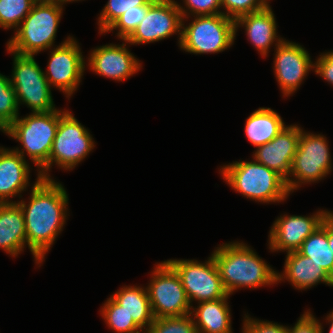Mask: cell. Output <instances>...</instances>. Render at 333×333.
Here are the masks:
<instances>
[{
	"label": "cell",
	"instance_id": "obj_1",
	"mask_svg": "<svg viewBox=\"0 0 333 333\" xmlns=\"http://www.w3.org/2000/svg\"><path fill=\"white\" fill-rule=\"evenodd\" d=\"M68 195L62 184L39 175L33 185L30 201H18L24 215L27 245L35 263L43 262L46 252L62 231L67 212Z\"/></svg>",
	"mask_w": 333,
	"mask_h": 333
},
{
	"label": "cell",
	"instance_id": "obj_2",
	"mask_svg": "<svg viewBox=\"0 0 333 333\" xmlns=\"http://www.w3.org/2000/svg\"><path fill=\"white\" fill-rule=\"evenodd\" d=\"M212 256L228 295L237 288H257L278 282L277 272L243 242L217 247Z\"/></svg>",
	"mask_w": 333,
	"mask_h": 333
},
{
	"label": "cell",
	"instance_id": "obj_3",
	"mask_svg": "<svg viewBox=\"0 0 333 333\" xmlns=\"http://www.w3.org/2000/svg\"><path fill=\"white\" fill-rule=\"evenodd\" d=\"M60 110L51 112H33L25 118H16L5 130V133L21 142L24 150L14 149L24 157V151L38 166V175L50 179L48 160L56 136Z\"/></svg>",
	"mask_w": 333,
	"mask_h": 333
},
{
	"label": "cell",
	"instance_id": "obj_4",
	"mask_svg": "<svg viewBox=\"0 0 333 333\" xmlns=\"http://www.w3.org/2000/svg\"><path fill=\"white\" fill-rule=\"evenodd\" d=\"M221 173L235 191L258 202L284 201L289 194L285 179L256 160L233 162Z\"/></svg>",
	"mask_w": 333,
	"mask_h": 333
},
{
	"label": "cell",
	"instance_id": "obj_5",
	"mask_svg": "<svg viewBox=\"0 0 333 333\" xmlns=\"http://www.w3.org/2000/svg\"><path fill=\"white\" fill-rule=\"evenodd\" d=\"M62 8L55 3H34L14 37L7 43V49L22 55H35L50 49L54 44Z\"/></svg>",
	"mask_w": 333,
	"mask_h": 333
},
{
	"label": "cell",
	"instance_id": "obj_6",
	"mask_svg": "<svg viewBox=\"0 0 333 333\" xmlns=\"http://www.w3.org/2000/svg\"><path fill=\"white\" fill-rule=\"evenodd\" d=\"M235 34V20L224 14L196 16L189 26L182 24L180 48L194 54L222 52Z\"/></svg>",
	"mask_w": 333,
	"mask_h": 333
},
{
	"label": "cell",
	"instance_id": "obj_7",
	"mask_svg": "<svg viewBox=\"0 0 333 333\" xmlns=\"http://www.w3.org/2000/svg\"><path fill=\"white\" fill-rule=\"evenodd\" d=\"M14 70L10 78L17 103H24L33 112H51L55 108L51 87L34 59V55H22L14 51Z\"/></svg>",
	"mask_w": 333,
	"mask_h": 333
},
{
	"label": "cell",
	"instance_id": "obj_8",
	"mask_svg": "<svg viewBox=\"0 0 333 333\" xmlns=\"http://www.w3.org/2000/svg\"><path fill=\"white\" fill-rule=\"evenodd\" d=\"M331 165L326 138L321 134L305 133L301 129L298 147L289 174L296 179L289 178L285 180L289 193L301 186L299 185L301 183L315 182L322 179L331 171Z\"/></svg>",
	"mask_w": 333,
	"mask_h": 333
},
{
	"label": "cell",
	"instance_id": "obj_9",
	"mask_svg": "<svg viewBox=\"0 0 333 333\" xmlns=\"http://www.w3.org/2000/svg\"><path fill=\"white\" fill-rule=\"evenodd\" d=\"M146 287L154 318L192 314V306L176 271L166 262L156 265Z\"/></svg>",
	"mask_w": 333,
	"mask_h": 333
},
{
	"label": "cell",
	"instance_id": "obj_10",
	"mask_svg": "<svg viewBox=\"0 0 333 333\" xmlns=\"http://www.w3.org/2000/svg\"><path fill=\"white\" fill-rule=\"evenodd\" d=\"M185 10L174 0H152L148 4L146 16L133 33L123 40L129 44H145L163 40L179 33V45L182 37V24L187 18Z\"/></svg>",
	"mask_w": 333,
	"mask_h": 333
},
{
	"label": "cell",
	"instance_id": "obj_11",
	"mask_svg": "<svg viewBox=\"0 0 333 333\" xmlns=\"http://www.w3.org/2000/svg\"><path fill=\"white\" fill-rule=\"evenodd\" d=\"M94 147L90 133L69 112L60 111V120L53 140L48 170L56 163L63 169H73Z\"/></svg>",
	"mask_w": 333,
	"mask_h": 333
},
{
	"label": "cell",
	"instance_id": "obj_12",
	"mask_svg": "<svg viewBox=\"0 0 333 333\" xmlns=\"http://www.w3.org/2000/svg\"><path fill=\"white\" fill-rule=\"evenodd\" d=\"M166 262L179 276L190 304L194 299L200 303L217 300L228 295L212 254L204 264L197 260L171 259Z\"/></svg>",
	"mask_w": 333,
	"mask_h": 333
},
{
	"label": "cell",
	"instance_id": "obj_13",
	"mask_svg": "<svg viewBox=\"0 0 333 333\" xmlns=\"http://www.w3.org/2000/svg\"><path fill=\"white\" fill-rule=\"evenodd\" d=\"M77 42L68 36L61 45L54 48L44 73L49 85L62 90L67 97L71 96L80 84L85 62Z\"/></svg>",
	"mask_w": 333,
	"mask_h": 333
},
{
	"label": "cell",
	"instance_id": "obj_14",
	"mask_svg": "<svg viewBox=\"0 0 333 333\" xmlns=\"http://www.w3.org/2000/svg\"><path fill=\"white\" fill-rule=\"evenodd\" d=\"M275 45V75L283 94L288 96L298 89L310 69L314 68V63L299 44L282 40Z\"/></svg>",
	"mask_w": 333,
	"mask_h": 333
},
{
	"label": "cell",
	"instance_id": "obj_15",
	"mask_svg": "<svg viewBox=\"0 0 333 333\" xmlns=\"http://www.w3.org/2000/svg\"><path fill=\"white\" fill-rule=\"evenodd\" d=\"M330 211H320L310 217L280 216L273 224L269 235L272 251H298L303 241L318 229Z\"/></svg>",
	"mask_w": 333,
	"mask_h": 333
},
{
	"label": "cell",
	"instance_id": "obj_16",
	"mask_svg": "<svg viewBox=\"0 0 333 333\" xmlns=\"http://www.w3.org/2000/svg\"><path fill=\"white\" fill-rule=\"evenodd\" d=\"M300 134V127L296 125L285 126L270 142L257 147L253 155L254 159L276 171L285 180L289 179Z\"/></svg>",
	"mask_w": 333,
	"mask_h": 333
},
{
	"label": "cell",
	"instance_id": "obj_17",
	"mask_svg": "<svg viewBox=\"0 0 333 333\" xmlns=\"http://www.w3.org/2000/svg\"><path fill=\"white\" fill-rule=\"evenodd\" d=\"M122 45H104L94 49L89 58L92 71L117 81H122L138 72L139 60Z\"/></svg>",
	"mask_w": 333,
	"mask_h": 333
},
{
	"label": "cell",
	"instance_id": "obj_18",
	"mask_svg": "<svg viewBox=\"0 0 333 333\" xmlns=\"http://www.w3.org/2000/svg\"><path fill=\"white\" fill-rule=\"evenodd\" d=\"M29 172V164L21 154L0 148V203H11L7 199L26 189Z\"/></svg>",
	"mask_w": 333,
	"mask_h": 333
},
{
	"label": "cell",
	"instance_id": "obj_19",
	"mask_svg": "<svg viewBox=\"0 0 333 333\" xmlns=\"http://www.w3.org/2000/svg\"><path fill=\"white\" fill-rule=\"evenodd\" d=\"M284 274L277 273V281L280 282L283 278H286L295 288L300 290L307 289L320 282L333 286V279L326 271L299 251L287 253Z\"/></svg>",
	"mask_w": 333,
	"mask_h": 333
},
{
	"label": "cell",
	"instance_id": "obj_20",
	"mask_svg": "<svg viewBox=\"0 0 333 333\" xmlns=\"http://www.w3.org/2000/svg\"><path fill=\"white\" fill-rule=\"evenodd\" d=\"M240 25L245 26L248 39L265 57L274 41L280 43L283 40L281 38L278 39V36H276V21L269 4L259 11L237 18L235 20V31Z\"/></svg>",
	"mask_w": 333,
	"mask_h": 333
},
{
	"label": "cell",
	"instance_id": "obj_21",
	"mask_svg": "<svg viewBox=\"0 0 333 333\" xmlns=\"http://www.w3.org/2000/svg\"><path fill=\"white\" fill-rule=\"evenodd\" d=\"M27 244L26 226L21 207L16 202L0 203V248L17 256Z\"/></svg>",
	"mask_w": 333,
	"mask_h": 333
},
{
	"label": "cell",
	"instance_id": "obj_22",
	"mask_svg": "<svg viewBox=\"0 0 333 333\" xmlns=\"http://www.w3.org/2000/svg\"><path fill=\"white\" fill-rule=\"evenodd\" d=\"M228 297L229 295L213 301H203L197 308H192L198 333H232Z\"/></svg>",
	"mask_w": 333,
	"mask_h": 333
},
{
	"label": "cell",
	"instance_id": "obj_23",
	"mask_svg": "<svg viewBox=\"0 0 333 333\" xmlns=\"http://www.w3.org/2000/svg\"><path fill=\"white\" fill-rule=\"evenodd\" d=\"M133 318L143 330L149 328L154 320L147 288L127 286L110 296Z\"/></svg>",
	"mask_w": 333,
	"mask_h": 333
},
{
	"label": "cell",
	"instance_id": "obj_24",
	"mask_svg": "<svg viewBox=\"0 0 333 333\" xmlns=\"http://www.w3.org/2000/svg\"><path fill=\"white\" fill-rule=\"evenodd\" d=\"M285 127L282 118L271 108H259L246 120L245 133L248 140L259 147L270 142Z\"/></svg>",
	"mask_w": 333,
	"mask_h": 333
},
{
	"label": "cell",
	"instance_id": "obj_25",
	"mask_svg": "<svg viewBox=\"0 0 333 333\" xmlns=\"http://www.w3.org/2000/svg\"><path fill=\"white\" fill-rule=\"evenodd\" d=\"M298 251L320 265L333 279V253L328 244L327 217L321 226L303 241Z\"/></svg>",
	"mask_w": 333,
	"mask_h": 333
},
{
	"label": "cell",
	"instance_id": "obj_26",
	"mask_svg": "<svg viewBox=\"0 0 333 333\" xmlns=\"http://www.w3.org/2000/svg\"><path fill=\"white\" fill-rule=\"evenodd\" d=\"M100 312L108 327L118 333H140L142 331L123 307L117 304L111 297L104 303Z\"/></svg>",
	"mask_w": 333,
	"mask_h": 333
},
{
	"label": "cell",
	"instance_id": "obj_27",
	"mask_svg": "<svg viewBox=\"0 0 333 333\" xmlns=\"http://www.w3.org/2000/svg\"><path fill=\"white\" fill-rule=\"evenodd\" d=\"M33 4V0H0V26L17 29L30 13Z\"/></svg>",
	"mask_w": 333,
	"mask_h": 333
},
{
	"label": "cell",
	"instance_id": "obj_28",
	"mask_svg": "<svg viewBox=\"0 0 333 333\" xmlns=\"http://www.w3.org/2000/svg\"><path fill=\"white\" fill-rule=\"evenodd\" d=\"M18 109L16 93L10 78L0 74V124L5 129L18 118Z\"/></svg>",
	"mask_w": 333,
	"mask_h": 333
},
{
	"label": "cell",
	"instance_id": "obj_29",
	"mask_svg": "<svg viewBox=\"0 0 333 333\" xmlns=\"http://www.w3.org/2000/svg\"><path fill=\"white\" fill-rule=\"evenodd\" d=\"M191 314L183 316L154 318L152 324L144 332L147 333H198Z\"/></svg>",
	"mask_w": 333,
	"mask_h": 333
},
{
	"label": "cell",
	"instance_id": "obj_30",
	"mask_svg": "<svg viewBox=\"0 0 333 333\" xmlns=\"http://www.w3.org/2000/svg\"><path fill=\"white\" fill-rule=\"evenodd\" d=\"M152 0H109L98 20L99 30L106 33L108 28L127 10L136 6L148 5Z\"/></svg>",
	"mask_w": 333,
	"mask_h": 333
},
{
	"label": "cell",
	"instance_id": "obj_31",
	"mask_svg": "<svg viewBox=\"0 0 333 333\" xmlns=\"http://www.w3.org/2000/svg\"><path fill=\"white\" fill-rule=\"evenodd\" d=\"M148 5L136 6V9H130L124 12L106 32L113 29H119L117 36L120 39L126 40L141 23L146 16Z\"/></svg>",
	"mask_w": 333,
	"mask_h": 333
},
{
	"label": "cell",
	"instance_id": "obj_32",
	"mask_svg": "<svg viewBox=\"0 0 333 333\" xmlns=\"http://www.w3.org/2000/svg\"><path fill=\"white\" fill-rule=\"evenodd\" d=\"M267 5L263 0H221V7L224 6L223 8L227 11L223 14L233 20L242 15L259 11Z\"/></svg>",
	"mask_w": 333,
	"mask_h": 333
},
{
	"label": "cell",
	"instance_id": "obj_33",
	"mask_svg": "<svg viewBox=\"0 0 333 333\" xmlns=\"http://www.w3.org/2000/svg\"><path fill=\"white\" fill-rule=\"evenodd\" d=\"M243 333H288V327L269 321L253 320L245 315Z\"/></svg>",
	"mask_w": 333,
	"mask_h": 333
},
{
	"label": "cell",
	"instance_id": "obj_34",
	"mask_svg": "<svg viewBox=\"0 0 333 333\" xmlns=\"http://www.w3.org/2000/svg\"><path fill=\"white\" fill-rule=\"evenodd\" d=\"M189 13L196 16L223 14L219 9L221 0H184Z\"/></svg>",
	"mask_w": 333,
	"mask_h": 333
},
{
	"label": "cell",
	"instance_id": "obj_35",
	"mask_svg": "<svg viewBox=\"0 0 333 333\" xmlns=\"http://www.w3.org/2000/svg\"><path fill=\"white\" fill-rule=\"evenodd\" d=\"M322 328L321 323L314 318L310 311H307L293 328H288V333H321Z\"/></svg>",
	"mask_w": 333,
	"mask_h": 333
},
{
	"label": "cell",
	"instance_id": "obj_36",
	"mask_svg": "<svg viewBox=\"0 0 333 333\" xmlns=\"http://www.w3.org/2000/svg\"><path fill=\"white\" fill-rule=\"evenodd\" d=\"M316 74L322 76L327 82L333 84V52L320 55L314 64Z\"/></svg>",
	"mask_w": 333,
	"mask_h": 333
},
{
	"label": "cell",
	"instance_id": "obj_37",
	"mask_svg": "<svg viewBox=\"0 0 333 333\" xmlns=\"http://www.w3.org/2000/svg\"><path fill=\"white\" fill-rule=\"evenodd\" d=\"M327 236L329 247L333 253V213L327 215Z\"/></svg>",
	"mask_w": 333,
	"mask_h": 333
},
{
	"label": "cell",
	"instance_id": "obj_38",
	"mask_svg": "<svg viewBox=\"0 0 333 333\" xmlns=\"http://www.w3.org/2000/svg\"><path fill=\"white\" fill-rule=\"evenodd\" d=\"M327 320L331 323L329 333H333V311L330 312L329 316L327 315ZM321 333H323V331H321Z\"/></svg>",
	"mask_w": 333,
	"mask_h": 333
},
{
	"label": "cell",
	"instance_id": "obj_39",
	"mask_svg": "<svg viewBox=\"0 0 333 333\" xmlns=\"http://www.w3.org/2000/svg\"><path fill=\"white\" fill-rule=\"evenodd\" d=\"M34 3H55L59 4V0H33Z\"/></svg>",
	"mask_w": 333,
	"mask_h": 333
},
{
	"label": "cell",
	"instance_id": "obj_40",
	"mask_svg": "<svg viewBox=\"0 0 333 333\" xmlns=\"http://www.w3.org/2000/svg\"><path fill=\"white\" fill-rule=\"evenodd\" d=\"M72 1H77V0H59V4L62 6L66 2H72Z\"/></svg>",
	"mask_w": 333,
	"mask_h": 333
},
{
	"label": "cell",
	"instance_id": "obj_41",
	"mask_svg": "<svg viewBox=\"0 0 333 333\" xmlns=\"http://www.w3.org/2000/svg\"><path fill=\"white\" fill-rule=\"evenodd\" d=\"M0 130H2V132L4 131V133H5V128L0 124Z\"/></svg>",
	"mask_w": 333,
	"mask_h": 333
}]
</instances>
